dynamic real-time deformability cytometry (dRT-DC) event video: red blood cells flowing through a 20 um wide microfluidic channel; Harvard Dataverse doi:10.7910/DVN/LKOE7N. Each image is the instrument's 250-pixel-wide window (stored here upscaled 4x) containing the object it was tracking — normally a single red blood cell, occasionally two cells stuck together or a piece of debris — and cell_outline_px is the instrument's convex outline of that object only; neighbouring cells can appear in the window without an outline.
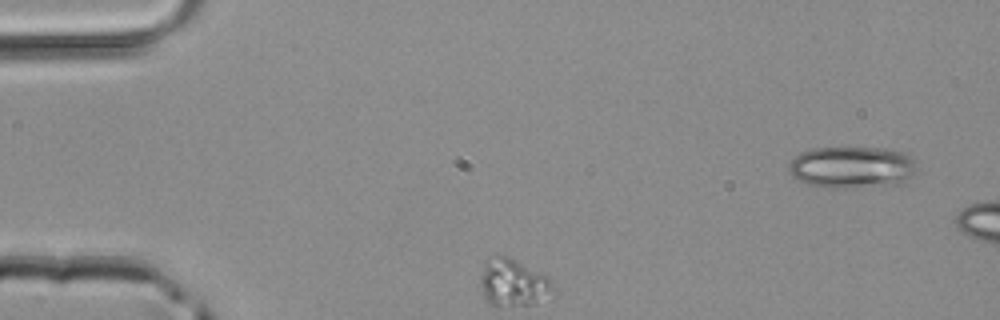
{"species": "common noctule bat (a hibernating species)", "species_latin": "Nyctalus noctula", "temperature_condition": "room temperature", "stored_images_in_passage": 2, "segment_of_instrument_passage": [1, 2], "camera_frame_rate_fps": 3000, "um_per_image_px": 0.085, "animal": {"sex": "male", "body_mass_g": 20.4}, "frame": {"image": 1, "passage_image": 1, "time_ms": 0.0, "image_size_px": [1000, 320], "cell_outline_px": [[916, 172], [904, 184], [852, 188], [828, 188], [808, 184], [792, 176], [788, 172], [788, 164], [800, 152], [812, 148], [884, 148], [908, 152], [916, 160]], "centroid_in_image_um": [72.48, 14.22], "position_along_channel_um": 12.5, "area_um2": 31.91}}